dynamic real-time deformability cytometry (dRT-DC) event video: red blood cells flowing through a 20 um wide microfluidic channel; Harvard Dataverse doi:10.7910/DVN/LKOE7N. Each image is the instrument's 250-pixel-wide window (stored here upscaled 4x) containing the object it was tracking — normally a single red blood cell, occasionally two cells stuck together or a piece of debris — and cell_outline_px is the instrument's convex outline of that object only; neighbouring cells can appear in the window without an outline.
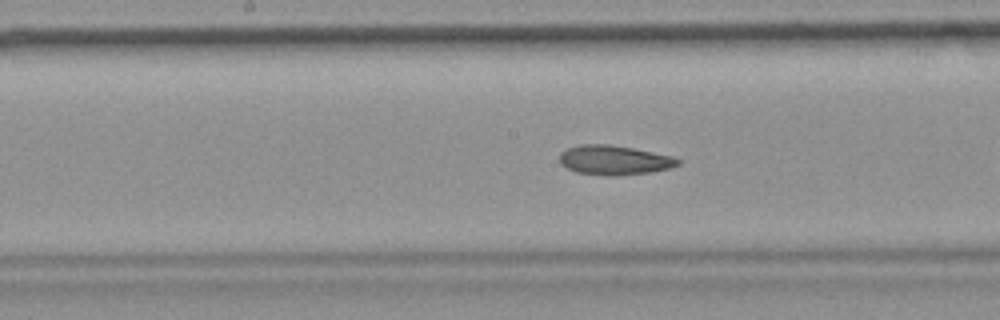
{"species": "common noctule bat (a hibernating species)", "species_latin": "Nyctalus noctula", "temperature_condition": "room temperature", "stored_images_in_passage": 27, "camera_frame_rate_fps": 3000, "um_per_image_px": 0.085, "animal": {"sex": "female", "body_mass_g": 19.9}, "frame": {"image": 1, "passage_image": 12, "time_ms": 3.667, "image_size_px": [1000, 320], "cell_outline_px": [[680, 164], [672, 168], [648, 172], [616, 176], [608, 176], [576, 172], [560, 164], [560, 152], [568, 148], [580, 144], [608, 144], [632, 148], [672, 156], [680, 160]], "centroid_in_image_um": [52.2, 13.61], "position_along_channel_um": 196.0, "area_um2": 20.29}}